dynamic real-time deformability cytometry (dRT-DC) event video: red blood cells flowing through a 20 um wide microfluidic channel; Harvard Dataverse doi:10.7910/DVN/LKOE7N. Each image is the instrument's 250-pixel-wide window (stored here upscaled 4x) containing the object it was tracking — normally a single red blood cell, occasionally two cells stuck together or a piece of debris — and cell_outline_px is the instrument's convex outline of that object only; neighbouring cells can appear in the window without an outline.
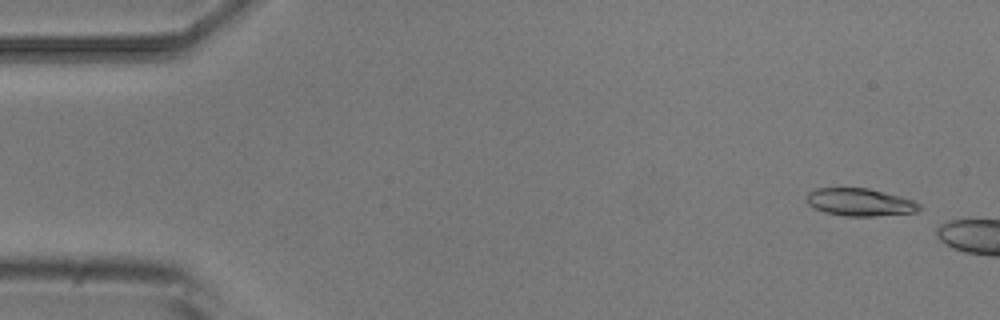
{"species": "common noctule bat (a hibernating species)", "species_latin": "Nyctalus noctula", "temperature_condition": "room temperature", "stored_images_in_passage": 3, "camera_frame_rate_fps": 3000, "um_per_image_px": 0.085, "animal": {"sex": "male", "body_mass_g": 20.5, "forearm_length_mm": 52.5}, "frame": {"image": 1, "passage_image": 1, "time_ms": 0.0, "image_size_px": [1000, 320], "cell_outline_px": [[920, 208], [916, 212], [876, 216], [844, 216], [824, 212], [808, 204], [808, 192], [816, 188], [868, 188], [916, 200], [920, 204]], "centroid_in_image_um": [73.12, 17.19], "position_along_channel_um": 11.9, "area_um2": 18.09}}